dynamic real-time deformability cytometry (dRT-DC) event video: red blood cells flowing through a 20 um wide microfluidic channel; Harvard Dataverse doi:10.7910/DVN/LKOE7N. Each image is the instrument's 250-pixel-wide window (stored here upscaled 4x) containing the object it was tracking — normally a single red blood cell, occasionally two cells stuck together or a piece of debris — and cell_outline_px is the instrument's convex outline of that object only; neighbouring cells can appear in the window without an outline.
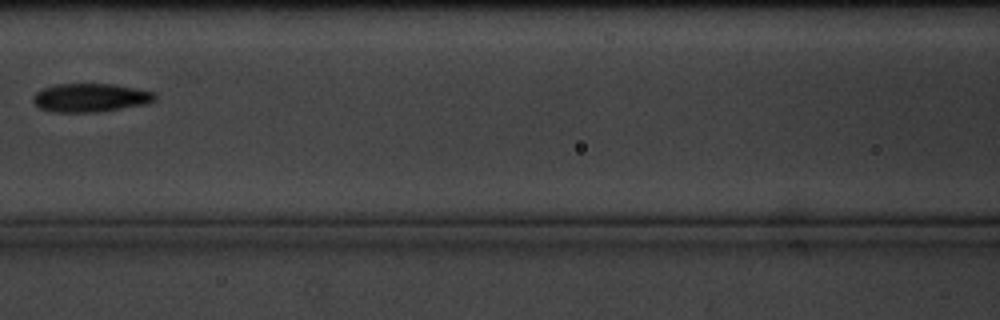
{"species": "common noctule bat (a hibernating species)", "species_latin": "Nyctalus noctula", "temperature_condition": "cold", "stored_images_in_passage": 17, "camera_frame_rate_fps": 3000, "um_per_image_px": 0.085, "animal": {"sex": "male", "body_mass_g": 20.1, "forearm_length_mm": 53.5}, "frame": {"image": 1, "passage_image": 8, "time_ms": 9.0, "image_size_px": [1000, 320], "cell_outline_px": [[156, 100], [148, 104], [96, 112], [52, 112], [40, 108], [32, 100], [32, 96], [36, 92], [44, 88], [56, 84], [116, 84], [136, 88], [152, 92], [156, 96]], "centroid_in_image_um": [7.69, 8.3], "position_along_channel_um": 158.9, "area_um2": 20.29}}
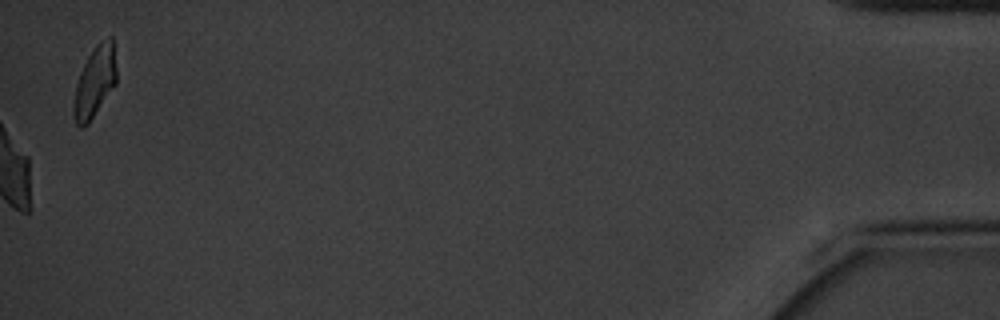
{"frame": {"image": 2, "passage_image": 17, "time_ms": 20.0, "image_size_px": [1000, 320], "cell_outline_px": [[116, 84], [88, 124], [84, 128], [80, 128], [76, 124], [72, 116], [72, 108], [76, 84], [80, 72], [88, 56], [96, 44], [100, 40], [108, 36], [112, 36], [116, 68]], "centroid_in_image_um": [8.04, 6.98], "position_along_channel_um": 427.2, "area_um2": 17.92}, "authors_computed_cell_mechanics": {"area_um2": 25.4898, "velocity_mm_per_s": 3.2542, "shape_relaxation_time_tau1_ms": 3.1044, "shape_relaxation_time_tau2_ms": null, "deformation_change_tau1": 0.1019, "deformation_change_tau2": null}}